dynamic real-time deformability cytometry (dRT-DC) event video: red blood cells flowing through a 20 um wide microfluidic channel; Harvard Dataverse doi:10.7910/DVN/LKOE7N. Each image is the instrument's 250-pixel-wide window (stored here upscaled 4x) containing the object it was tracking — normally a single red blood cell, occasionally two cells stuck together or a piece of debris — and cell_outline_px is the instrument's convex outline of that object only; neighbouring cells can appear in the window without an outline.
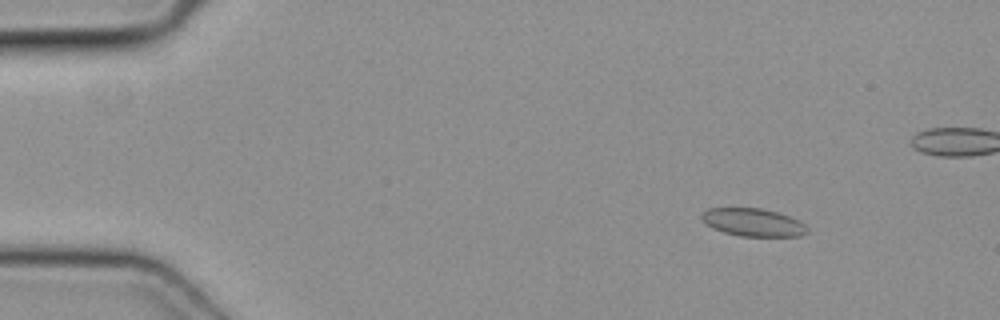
{"species": "common noctule bat (a hibernating species)", "species_latin": "Nyctalus noctula", "temperature_condition": "cold", "stored_images_in_passage": 48, "camera_frame_rate_fps": 3000, "um_per_image_px": 0.085, "animal": {"sex": "female", "body_mass_g": 19.3, "forearm_length_mm": 54.1}, "frame": {"image": 1, "passage_image": 6, "time_ms": 1.667, "image_size_px": [1000, 320], "cell_outline_px": [[808, 232], [800, 236], [740, 236], [724, 232], [712, 228], [700, 216], [708, 208], [760, 208], [776, 212], [800, 220], [808, 228]], "centroid_in_image_um": [64.04, 18.9], "position_along_channel_um": 21.0, "area_um2": 16.99}}
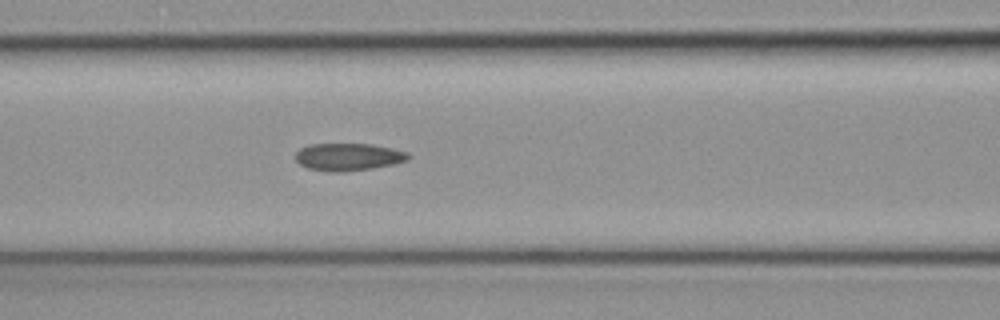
{"frame": {"image": 2, "passage_image": 22, "time_ms": 7.0, "image_size_px": [1000, 320], "cell_outline_px": [[412, 156], [408, 160], [392, 164], [372, 168], [344, 172], [328, 172], [308, 168], [300, 164], [296, 160], [296, 152], [300, 148], [308, 144], [372, 144], [392, 148], [408, 152]], "centroid_in_image_um": [29.61, 13.33], "position_along_channel_um": 137.0, "area_um2": 18.15}}
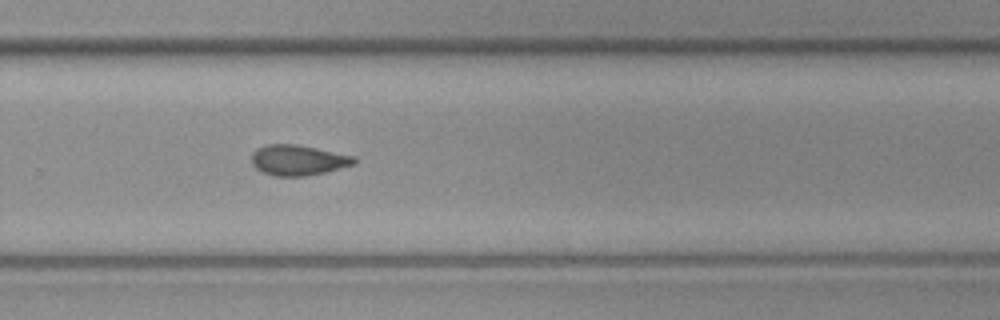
{"frame": {"image": 3, "passage_image": 34, "time_ms": 11.0, "image_size_px": [1000, 320], "cell_outline_px": [[356, 164], [308, 176], [276, 176], [260, 172], [252, 164], [252, 152], [256, 148], [268, 144], [296, 144], [356, 156]], "centroid_in_image_um": [25.33, 13.61], "position_along_channel_um": 304.5, "area_um2": 18.32}}